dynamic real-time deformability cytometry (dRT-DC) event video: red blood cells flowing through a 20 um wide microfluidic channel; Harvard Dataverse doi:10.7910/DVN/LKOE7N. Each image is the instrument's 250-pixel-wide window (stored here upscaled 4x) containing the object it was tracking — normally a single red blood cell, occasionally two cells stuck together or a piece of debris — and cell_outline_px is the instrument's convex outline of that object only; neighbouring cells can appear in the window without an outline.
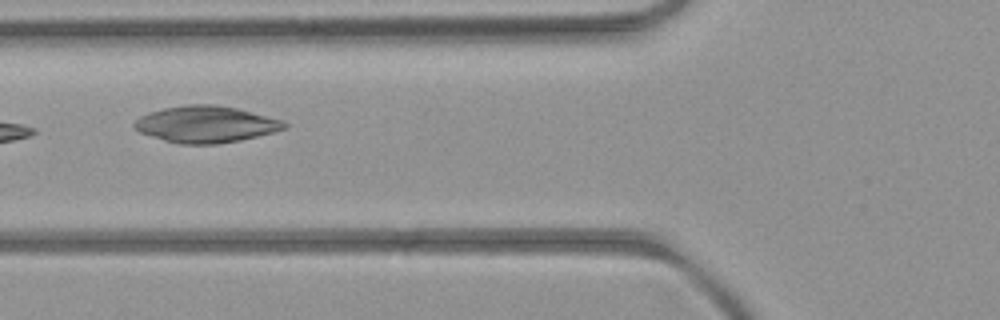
{"species": "common noctule bat (a hibernating species)", "species_latin": "Nyctalus noctula", "temperature_condition": "room temperature", "stored_images_in_passage": 4, "camera_frame_rate_fps": 3000, "um_per_image_px": 0.085, "animal": {"sex": "female", "body_mass_g": 21.9}, "frame": {"image": 1, "passage_image": 4, "time_ms": 3.333, "image_size_px": [1000, 320], "cell_outline_px": [[288, 128], [240, 140], [216, 144], [180, 144], [164, 140], [140, 132], [132, 124], [140, 116], [148, 112], [164, 108], [184, 104], [216, 104], [236, 108], [284, 120], [288, 124]], "centroid_in_image_um": [17.51, 10.55], "position_along_channel_um": 108.3, "area_um2": 31.96}}